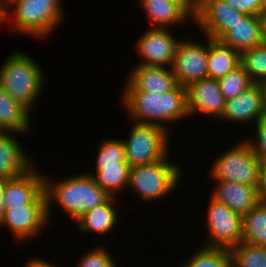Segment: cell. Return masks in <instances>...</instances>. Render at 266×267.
Instances as JSON below:
<instances>
[{"label": "cell", "mask_w": 266, "mask_h": 267, "mask_svg": "<svg viewBox=\"0 0 266 267\" xmlns=\"http://www.w3.org/2000/svg\"><path fill=\"white\" fill-rule=\"evenodd\" d=\"M245 14L224 0H199V11L193 20L204 36L218 40Z\"/></svg>", "instance_id": "13"}, {"label": "cell", "mask_w": 266, "mask_h": 267, "mask_svg": "<svg viewBox=\"0 0 266 267\" xmlns=\"http://www.w3.org/2000/svg\"><path fill=\"white\" fill-rule=\"evenodd\" d=\"M64 11L62 0H17L4 11V23L10 21L17 34L46 40L66 18Z\"/></svg>", "instance_id": "4"}, {"label": "cell", "mask_w": 266, "mask_h": 267, "mask_svg": "<svg viewBox=\"0 0 266 267\" xmlns=\"http://www.w3.org/2000/svg\"><path fill=\"white\" fill-rule=\"evenodd\" d=\"M37 62L27 52L12 50L0 66V85L31 113L44 92L46 80L43 67Z\"/></svg>", "instance_id": "3"}, {"label": "cell", "mask_w": 266, "mask_h": 267, "mask_svg": "<svg viewBox=\"0 0 266 267\" xmlns=\"http://www.w3.org/2000/svg\"><path fill=\"white\" fill-rule=\"evenodd\" d=\"M242 241L266 247V205L258 203L242 217Z\"/></svg>", "instance_id": "25"}, {"label": "cell", "mask_w": 266, "mask_h": 267, "mask_svg": "<svg viewBox=\"0 0 266 267\" xmlns=\"http://www.w3.org/2000/svg\"><path fill=\"white\" fill-rule=\"evenodd\" d=\"M224 150L212 162L208 175L214 180L247 184L257 188L261 162L244 139Z\"/></svg>", "instance_id": "7"}, {"label": "cell", "mask_w": 266, "mask_h": 267, "mask_svg": "<svg viewBox=\"0 0 266 267\" xmlns=\"http://www.w3.org/2000/svg\"><path fill=\"white\" fill-rule=\"evenodd\" d=\"M181 7L194 20L199 11V0H169Z\"/></svg>", "instance_id": "34"}, {"label": "cell", "mask_w": 266, "mask_h": 267, "mask_svg": "<svg viewBox=\"0 0 266 267\" xmlns=\"http://www.w3.org/2000/svg\"><path fill=\"white\" fill-rule=\"evenodd\" d=\"M131 123L130 134L125 139L121 138L125 159L130 166L154 163L170 154V132L156 125Z\"/></svg>", "instance_id": "6"}, {"label": "cell", "mask_w": 266, "mask_h": 267, "mask_svg": "<svg viewBox=\"0 0 266 267\" xmlns=\"http://www.w3.org/2000/svg\"><path fill=\"white\" fill-rule=\"evenodd\" d=\"M4 208L24 205H46L44 172L33 166L30 170L5 180L3 191Z\"/></svg>", "instance_id": "11"}, {"label": "cell", "mask_w": 266, "mask_h": 267, "mask_svg": "<svg viewBox=\"0 0 266 267\" xmlns=\"http://www.w3.org/2000/svg\"><path fill=\"white\" fill-rule=\"evenodd\" d=\"M259 203L266 205V164H261L257 186Z\"/></svg>", "instance_id": "35"}, {"label": "cell", "mask_w": 266, "mask_h": 267, "mask_svg": "<svg viewBox=\"0 0 266 267\" xmlns=\"http://www.w3.org/2000/svg\"><path fill=\"white\" fill-rule=\"evenodd\" d=\"M84 172L58 180L50 179L51 177L44 174V192L50 223L53 218L54 203L76 222L83 214L105 203L111 197L95 182L92 175Z\"/></svg>", "instance_id": "2"}, {"label": "cell", "mask_w": 266, "mask_h": 267, "mask_svg": "<svg viewBox=\"0 0 266 267\" xmlns=\"http://www.w3.org/2000/svg\"><path fill=\"white\" fill-rule=\"evenodd\" d=\"M264 88H265V117H266V84H264Z\"/></svg>", "instance_id": "41"}, {"label": "cell", "mask_w": 266, "mask_h": 267, "mask_svg": "<svg viewBox=\"0 0 266 267\" xmlns=\"http://www.w3.org/2000/svg\"><path fill=\"white\" fill-rule=\"evenodd\" d=\"M169 159L168 155L154 163L131 166L126 190L129 189L133 195L136 193L145 203L168 198L173 190L176 191V188L180 187L183 176L182 166Z\"/></svg>", "instance_id": "5"}, {"label": "cell", "mask_w": 266, "mask_h": 267, "mask_svg": "<svg viewBox=\"0 0 266 267\" xmlns=\"http://www.w3.org/2000/svg\"><path fill=\"white\" fill-rule=\"evenodd\" d=\"M4 186H5V180L0 179V226L2 225L5 212L4 202H3Z\"/></svg>", "instance_id": "38"}, {"label": "cell", "mask_w": 266, "mask_h": 267, "mask_svg": "<svg viewBox=\"0 0 266 267\" xmlns=\"http://www.w3.org/2000/svg\"><path fill=\"white\" fill-rule=\"evenodd\" d=\"M240 65L254 83L266 84L265 45H259L241 52Z\"/></svg>", "instance_id": "28"}, {"label": "cell", "mask_w": 266, "mask_h": 267, "mask_svg": "<svg viewBox=\"0 0 266 267\" xmlns=\"http://www.w3.org/2000/svg\"><path fill=\"white\" fill-rule=\"evenodd\" d=\"M218 83L225 101L239 96L254 84L241 65L218 79Z\"/></svg>", "instance_id": "30"}, {"label": "cell", "mask_w": 266, "mask_h": 267, "mask_svg": "<svg viewBox=\"0 0 266 267\" xmlns=\"http://www.w3.org/2000/svg\"><path fill=\"white\" fill-rule=\"evenodd\" d=\"M128 75L123 91L167 93L178 85L169 67L138 63Z\"/></svg>", "instance_id": "16"}, {"label": "cell", "mask_w": 266, "mask_h": 267, "mask_svg": "<svg viewBox=\"0 0 266 267\" xmlns=\"http://www.w3.org/2000/svg\"><path fill=\"white\" fill-rule=\"evenodd\" d=\"M205 219L208 235L202 246L230 249L242 242V216L234 213L223 203L210 197Z\"/></svg>", "instance_id": "8"}, {"label": "cell", "mask_w": 266, "mask_h": 267, "mask_svg": "<svg viewBox=\"0 0 266 267\" xmlns=\"http://www.w3.org/2000/svg\"><path fill=\"white\" fill-rule=\"evenodd\" d=\"M31 112L13 99L0 85V131L26 133L32 132Z\"/></svg>", "instance_id": "22"}, {"label": "cell", "mask_w": 266, "mask_h": 267, "mask_svg": "<svg viewBox=\"0 0 266 267\" xmlns=\"http://www.w3.org/2000/svg\"><path fill=\"white\" fill-rule=\"evenodd\" d=\"M4 24V11L0 8V26Z\"/></svg>", "instance_id": "40"}, {"label": "cell", "mask_w": 266, "mask_h": 267, "mask_svg": "<svg viewBox=\"0 0 266 267\" xmlns=\"http://www.w3.org/2000/svg\"><path fill=\"white\" fill-rule=\"evenodd\" d=\"M265 117L264 84L254 83L239 96L225 101V110L220 122L248 125ZM247 122V123H246Z\"/></svg>", "instance_id": "14"}, {"label": "cell", "mask_w": 266, "mask_h": 267, "mask_svg": "<svg viewBox=\"0 0 266 267\" xmlns=\"http://www.w3.org/2000/svg\"><path fill=\"white\" fill-rule=\"evenodd\" d=\"M95 169L118 166L127 163L125 159V147L121 138H107L99 144L96 155Z\"/></svg>", "instance_id": "29"}, {"label": "cell", "mask_w": 266, "mask_h": 267, "mask_svg": "<svg viewBox=\"0 0 266 267\" xmlns=\"http://www.w3.org/2000/svg\"><path fill=\"white\" fill-rule=\"evenodd\" d=\"M231 267H266V247L241 242L229 249Z\"/></svg>", "instance_id": "27"}, {"label": "cell", "mask_w": 266, "mask_h": 267, "mask_svg": "<svg viewBox=\"0 0 266 267\" xmlns=\"http://www.w3.org/2000/svg\"><path fill=\"white\" fill-rule=\"evenodd\" d=\"M171 29L148 28L135 44L136 54L144 64L171 67L177 44Z\"/></svg>", "instance_id": "12"}, {"label": "cell", "mask_w": 266, "mask_h": 267, "mask_svg": "<svg viewBox=\"0 0 266 267\" xmlns=\"http://www.w3.org/2000/svg\"><path fill=\"white\" fill-rule=\"evenodd\" d=\"M218 41L241 53L262 45L258 15H244Z\"/></svg>", "instance_id": "21"}, {"label": "cell", "mask_w": 266, "mask_h": 267, "mask_svg": "<svg viewBox=\"0 0 266 267\" xmlns=\"http://www.w3.org/2000/svg\"><path fill=\"white\" fill-rule=\"evenodd\" d=\"M259 24L262 45L266 46V10L259 15Z\"/></svg>", "instance_id": "37"}, {"label": "cell", "mask_w": 266, "mask_h": 267, "mask_svg": "<svg viewBox=\"0 0 266 267\" xmlns=\"http://www.w3.org/2000/svg\"><path fill=\"white\" fill-rule=\"evenodd\" d=\"M245 15H260L266 10V0H224Z\"/></svg>", "instance_id": "33"}, {"label": "cell", "mask_w": 266, "mask_h": 267, "mask_svg": "<svg viewBox=\"0 0 266 267\" xmlns=\"http://www.w3.org/2000/svg\"><path fill=\"white\" fill-rule=\"evenodd\" d=\"M253 126L256 127L254 129L255 138L254 136L249 138L247 135L245 140L250 144L261 164H266V117L261 118Z\"/></svg>", "instance_id": "32"}, {"label": "cell", "mask_w": 266, "mask_h": 267, "mask_svg": "<svg viewBox=\"0 0 266 267\" xmlns=\"http://www.w3.org/2000/svg\"><path fill=\"white\" fill-rule=\"evenodd\" d=\"M15 1L17 0H0V8L5 11Z\"/></svg>", "instance_id": "39"}, {"label": "cell", "mask_w": 266, "mask_h": 267, "mask_svg": "<svg viewBox=\"0 0 266 267\" xmlns=\"http://www.w3.org/2000/svg\"><path fill=\"white\" fill-rule=\"evenodd\" d=\"M14 133L24 135L18 132L0 131V179L3 180L22 175L36 163L16 139Z\"/></svg>", "instance_id": "17"}, {"label": "cell", "mask_w": 266, "mask_h": 267, "mask_svg": "<svg viewBox=\"0 0 266 267\" xmlns=\"http://www.w3.org/2000/svg\"><path fill=\"white\" fill-rule=\"evenodd\" d=\"M44 258H35L31 257L27 260V262L24 264V267H57L56 264L50 263L47 260H43Z\"/></svg>", "instance_id": "36"}, {"label": "cell", "mask_w": 266, "mask_h": 267, "mask_svg": "<svg viewBox=\"0 0 266 267\" xmlns=\"http://www.w3.org/2000/svg\"><path fill=\"white\" fill-rule=\"evenodd\" d=\"M2 227L9 229L17 243L41 236L50 226L46 205L10 206L5 209Z\"/></svg>", "instance_id": "10"}, {"label": "cell", "mask_w": 266, "mask_h": 267, "mask_svg": "<svg viewBox=\"0 0 266 267\" xmlns=\"http://www.w3.org/2000/svg\"><path fill=\"white\" fill-rule=\"evenodd\" d=\"M212 181L216 185L213 187V191L211 190L212 193L209 197L223 203L242 217L259 203L255 186L224 180Z\"/></svg>", "instance_id": "18"}, {"label": "cell", "mask_w": 266, "mask_h": 267, "mask_svg": "<svg viewBox=\"0 0 266 267\" xmlns=\"http://www.w3.org/2000/svg\"><path fill=\"white\" fill-rule=\"evenodd\" d=\"M120 99L130 120L140 124L160 126L171 134V126L174 127L181 120L190 117L187 91L180 85L167 93L123 91Z\"/></svg>", "instance_id": "1"}, {"label": "cell", "mask_w": 266, "mask_h": 267, "mask_svg": "<svg viewBox=\"0 0 266 267\" xmlns=\"http://www.w3.org/2000/svg\"><path fill=\"white\" fill-rule=\"evenodd\" d=\"M130 167L128 163H120L118 166L96 169L95 172L88 170L87 173L92 175L95 182L110 196L119 197L120 192L127 188Z\"/></svg>", "instance_id": "24"}, {"label": "cell", "mask_w": 266, "mask_h": 267, "mask_svg": "<svg viewBox=\"0 0 266 267\" xmlns=\"http://www.w3.org/2000/svg\"><path fill=\"white\" fill-rule=\"evenodd\" d=\"M107 247H94L77 260L76 267H119Z\"/></svg>", "instance_id": "31"}, {"label": "cell", "mask_w": 266, "mask_h": 267, "mask_svg": "<svg viewBox=\"0 0 266 267\" xmlns=\"http://www.w3.org/2000/svg\"><path fill=\"white\" fill-rule=\"evenodd\" d=\"M118 199L111 196L105 203L83 214L75 222L81 233H95L100 236L111 233L118 225V219L121 218L118 214L119 207L116 205L120 201Z\"/></svg>", "instance_id": "19"}, {"label": "cell", "mask_w": 266, "mask_h": 267, "mask_svg": "<svg viewBox=\"0 0 266 267\" xmlns=\"http://www.w3.org/2000/svg\"><path fill=\"white\" fill-rule=\"evenodd\" d=\"M187 38L178 42L170 67L177 84L185 88L208 77V37L204 36L205 43L192 37Z\"/></svg>", "instance_id": "9"}, {"label": "cell", "mask_w": 266, "mask_h": 267, "mask_svg": "<svg viewBox=\"0 0 266 267\" xmlns=\"http://www.w3.org/2000/svg\"><path fill=\"white\" fill-rule=\"evenodd\" d=\"M145 12L150 28L170 29L181 23H192V18L177 4L169 0H137ZM186 21V22H185Z\"/></svg>", "instance_id": "20"}, {"label": "cell", "mask_w": 266, "mask_h": 267, "mask_svg": "<svg viewBox=\"0 0 266 267\" xmlns=\"http://www.w3.org/2000/svg\"><path fill=\"white\" fill-rule=\"evenodd\" d=\"M239 65V52L220 43L218 40L208 38V77L218 80Z\"/></svg>", "instance_id": "23"}, {"label": "cell", "mask_w": 266, "mask_h": 267, "mask_svg": "<svg viewBox=\"0 0 266 267\" xmlns=\"http://www.w3.org/2000/svg\"><path fill=\"white\" fill-rule=\"evenodd\" d=\"M185 259L181 260L178 267H231L230 252L226 248L201 245Z\"/></svg>", "instance_id": "26"}, {"label": "cell", "mask_w": 266, "mask_h": 267, "mask_svg": "<svg viewBox=\"0 0 266 267\" xmlns=\"http://www.w3.org/2000/svg\"><path fill=\"white\" fill-rule=\"evenodd\" d=\"M189 116L198 114L219 120L225 110V99L218 80L203 78L186 87Z\"/></svg>", "instance_id": "15"}]
</instances>
